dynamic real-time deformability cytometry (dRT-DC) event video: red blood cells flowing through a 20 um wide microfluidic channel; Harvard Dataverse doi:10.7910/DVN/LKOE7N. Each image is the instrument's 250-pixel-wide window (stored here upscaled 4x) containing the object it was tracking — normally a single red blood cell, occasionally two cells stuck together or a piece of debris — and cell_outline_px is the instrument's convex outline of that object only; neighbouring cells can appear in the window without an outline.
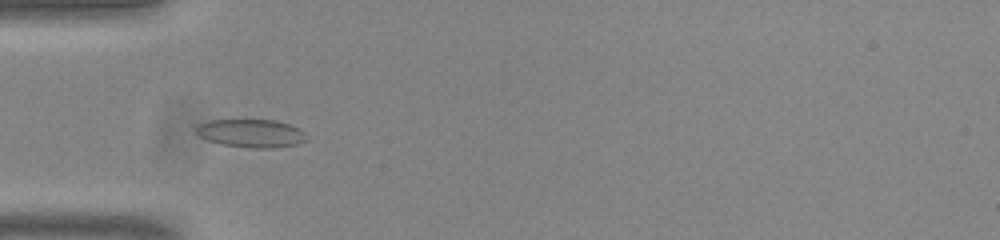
{"species": "common noctule bat (a hibernating species)", "species_latin": "Nyctalus noctula", "temperature_condition": "room temperature", "stored_images_in_passage": 43, "camera_frame_rate_fps": 3000, "um_per_image_px": 0.085, "animal": {"sex": "male", "body_mass_g": 20.0, "forearm_length_mm": 53.3}, "frame": {"image": 1, "passage_image": 7, "time_ms": 2.0, "image_size_px": [1000, 240], "cell_outline_px": [[308, 140], [296, 144], [276, 148], [248, 148], [220, 144], [208, 140], [200, 136], [196, 132], [196, 124], [208, 120], [276, 120], [300, 128], [308, 136]], "centroid_in_image_um": [21.36, 11.33], "position_along_channel_um": 63.6, "area_um2": 18.38}}
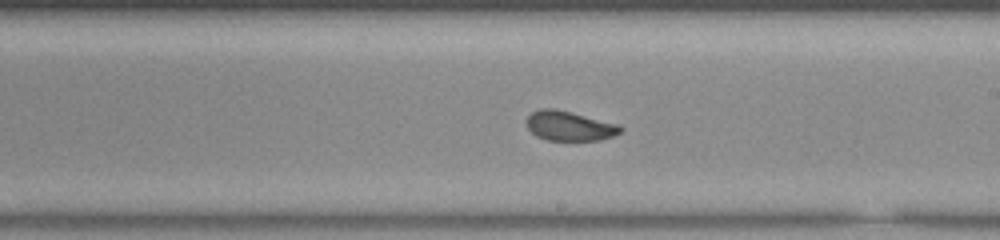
{"frame": {"image": 2, "passage_image": 21, "time_ms": 6.667, "image_size_px": [1000, 240], "cell_outline_px": [[624, 128], [620, 132], [612, 136], [600, 140], [548, 140], [536, 136], [528, 128], [528, 116], [532, 112], [540, 108], [552, 108], [572, 112], [620, 124]], "centroid_in_image_um": [48.43, 10.7], "position_along_channel_um": 240.6, "area_um2": 16.18}}
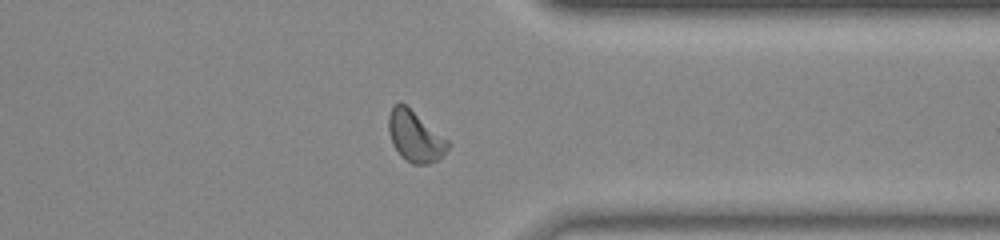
{"frame": {"image": 3, "passage_image": 32, "time_ms": 10.333, "image_size_px": [1000, 240], "cell_outline_px": [[452, 144], [436, 160], [428, 164], [412, 164], [400, 156], [392, 144], [388, 132], [388, 116], [392, 108], [400, 100], [448, 140]], "centroid_in_image_um": [35.25, 11.59], "position_along_channel_um": 376.2, "area_um2": 17.46}, "authors_computed_cell_mechanics": {"area_um2": 16.8198, "velocity_mm_per_s": 3.8151, "shape_relaxation_time_tau1_ms": 4.4784, "shape_relaxation_time_tau2_ms": 2.0488, "deformation_change_tau1": 0.082, "deformation_change_tau2": 0.0732}}